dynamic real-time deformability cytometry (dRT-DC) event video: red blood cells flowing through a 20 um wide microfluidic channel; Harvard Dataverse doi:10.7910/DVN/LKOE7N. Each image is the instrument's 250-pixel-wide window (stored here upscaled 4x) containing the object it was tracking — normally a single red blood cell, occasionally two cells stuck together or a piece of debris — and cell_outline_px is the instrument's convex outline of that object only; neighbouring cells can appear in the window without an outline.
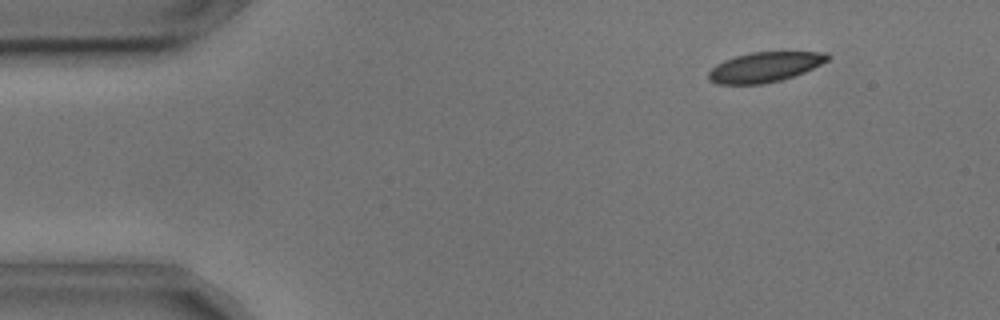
{"species": "common noctule bat (a hibernating species)", "species_latin": "Nyctalus noctula", "temperature_condition": "cold", "stored_images_in_passage": 13, "camera_frame_rate_fps": 3000, "um_per_image_px": 0.085, "animal": {"sex": "male", "body_mass_g": 17.9, "forearm_length_mm": 54.2}, "frame": {"image": 1, "passage_image": 1, "time_ms": 0.0, "image_size_px": [1000, 320], "cell_outline_px": [[832, 56], [828, 60], [804, 72], [780, 80], [764, 84], [716, 84], [708, 80], [708, 72], [716, 64], [724, 60], [736, 56], [752, 52], [828, 52]], "centroid_in_image_um": [64.99, 5.7], "position_along_channel_um": 20.0, "area_um2": 20.75}}
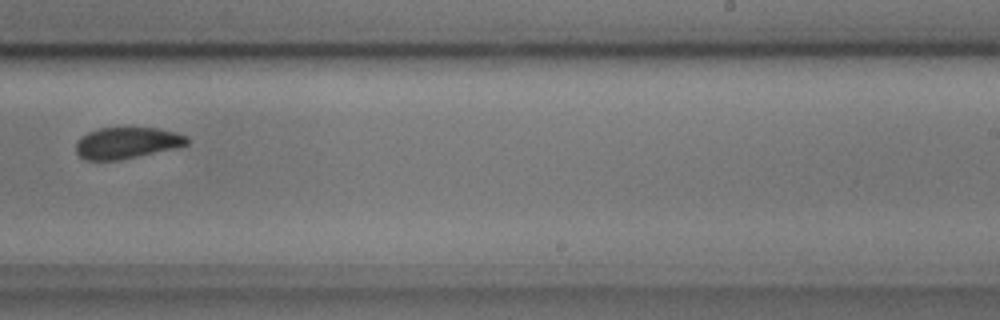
{"frame": {"image": 2, "passage_image": 8, "time_ms": 2.333, "image_size_px": [1000, 320], "cell_outline_px": [[188, 144], [180, 148], [120, 160], [84, 160], [76, 152], [76, 140], [80, 136], [88, 132], [100, 128], [156, 128], [176, 132], [188, 136]], "centroid_in_image_um": [10.81, 12.16], "position_along_channel_um": 278.2, "area_um2": 20.63}}
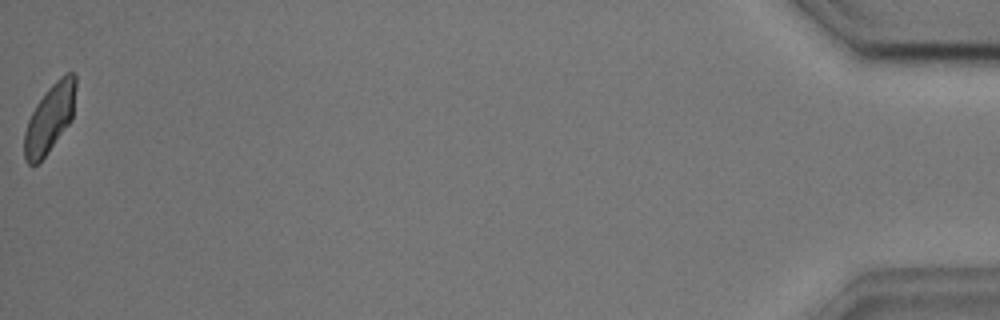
{"frame": {"image": 3, "passage_image": 13, "time_ms": 4.0, "image_size_px": [1000, 320], "cell_outline_px": [[76, 88], [72, 120], [48, 152], [36, 164], [28, 164], [24, 160], [24, 132], [28, 120], [36, 104], [48, 88], [60, 76], [68, 72], [72, 72], [76, 76]], "centroid_in_image_um": [4.23, 10.04], "position_along_channel_um": 431.0, "area_um2": 20.4}}